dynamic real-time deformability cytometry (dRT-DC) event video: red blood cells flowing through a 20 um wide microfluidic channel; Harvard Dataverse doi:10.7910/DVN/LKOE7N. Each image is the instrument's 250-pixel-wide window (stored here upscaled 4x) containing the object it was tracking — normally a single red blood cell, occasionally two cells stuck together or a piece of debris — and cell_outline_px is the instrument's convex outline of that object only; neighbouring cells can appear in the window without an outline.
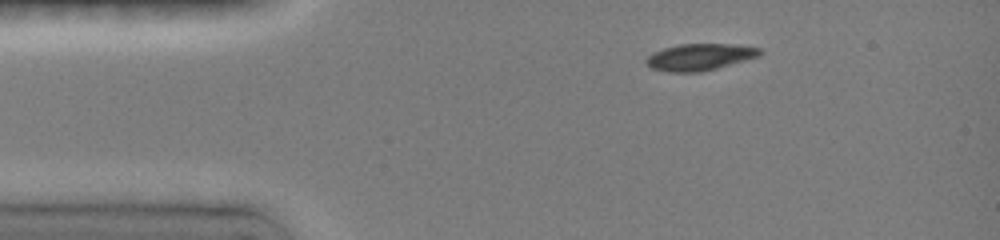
{"species": "common noctule bat (a hibernating species)", "species_latin": "Nyctalus noctula", "temperature_condition": "room temperature", "stored_images_in_passage": 3, "camera_frame_rate_fps": 3000, "um_per_image_px": 0.085, "animal": {"sex": "female", "body_mass_g": 19.0, "forearm_length_mm": 51.5}, "frame": {"image": 1, "passage_image": 1, "time_ms": 0.0, "image_size_px": [1000, 240], "cell_outline_px": [[764, 52], [760, 56], [716, 68], [700, 72], [668, 72], [652, 68], [644, 60], [648, 56], [664, 48], [680, 44], [728, 44], [760, 48]], "centroid_in_image_um": [59.5, 4.85], "position_along_channel_um": 25.5, "area_um2": 17.46}}